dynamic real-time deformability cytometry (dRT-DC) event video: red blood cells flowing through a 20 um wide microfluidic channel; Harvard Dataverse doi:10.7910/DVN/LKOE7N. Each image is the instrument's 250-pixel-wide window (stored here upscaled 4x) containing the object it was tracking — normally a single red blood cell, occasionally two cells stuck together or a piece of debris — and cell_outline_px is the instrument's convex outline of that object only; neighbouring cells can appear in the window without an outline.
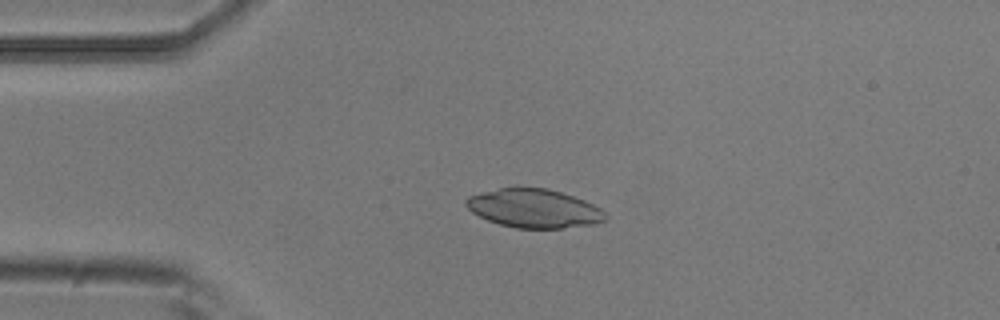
{"species": "common noctule bat (a hibernating species)", "species_latin": "Nyctalus noctula", "temperature_condition": "room temperature", "stored_images_in_passage": 8, "camera_frame_rate_fps": 3000, "um_per_image_px": 0.085, "animal": {"sex": "male", "body_mass_g": 20.5, "forearm_length_mm": 52.5}, "frame": {"image": 1, "passage_image": 4, "time_ms": 1.0, "image_size_px": [1000, 320], "cell_outline_px": [[608, 220], [596, 224], [560, 228], [516, 228], [500, 224], [488, 220], [472, 212], [464, 204], [464, 200], [468, 196], [480, 192], [516, 184], [548, 188], [584, 200], [600, 208], [608, 216]], "centroid_in_image_um": [45.37, 17.68], "position_along_channel_um": 39.6, "area_um2": 32.14}}
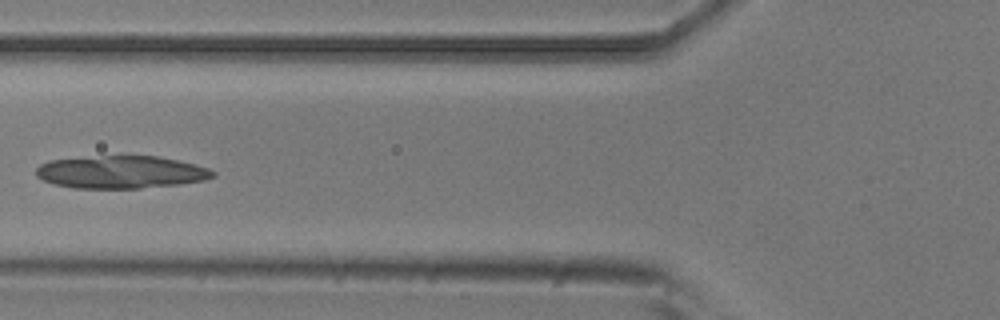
{"frame": {"image": 2, "passage_image": 6, "time_ms": 1.667, "image_size_px": [1000, 320], "cell_outline_px": [[216, 176], [204, 180], [180, 184], [140, 188], [72, 188], [56, 184], [44, 180], [36, 176], [36, 168], [40, 164], [48, 160], [104, 156], [156, 156], [196, 164], [208, 168], [216, 172]], "centroid_in_image_um": [10.3, 14.63], "position_along_channel_um": 115.5, "area_um2": 33.52}}
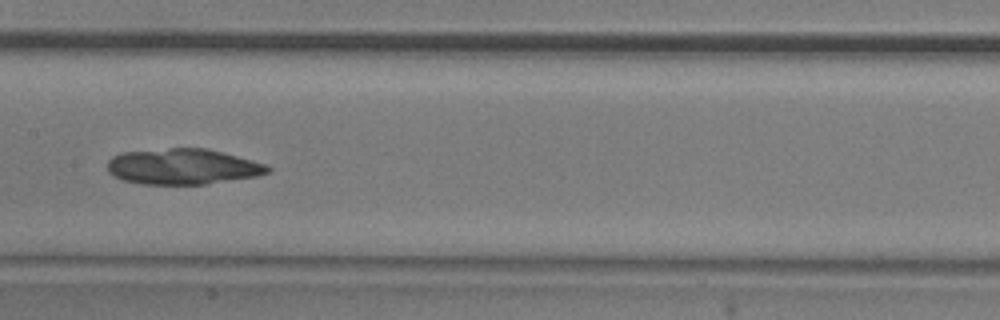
{"frame": {"image": 3, "passage_image": 8, "time_ms": 2.333, "image_size_px": [1000, 320], "cell_outline_px": [[272, 172], [256, 176], [204, 184], [144, 184], [124, 180], [112, 176], [108, 172], [108, 160], [112, 156], [120, 152], [168, 148], [208, 148], [252, 160], [264, 164], [272, 168]], "centroid_in_image_um": [15.52, 14.15], "position_along_channel_um": 191.9, "area_um2": 33.41}}